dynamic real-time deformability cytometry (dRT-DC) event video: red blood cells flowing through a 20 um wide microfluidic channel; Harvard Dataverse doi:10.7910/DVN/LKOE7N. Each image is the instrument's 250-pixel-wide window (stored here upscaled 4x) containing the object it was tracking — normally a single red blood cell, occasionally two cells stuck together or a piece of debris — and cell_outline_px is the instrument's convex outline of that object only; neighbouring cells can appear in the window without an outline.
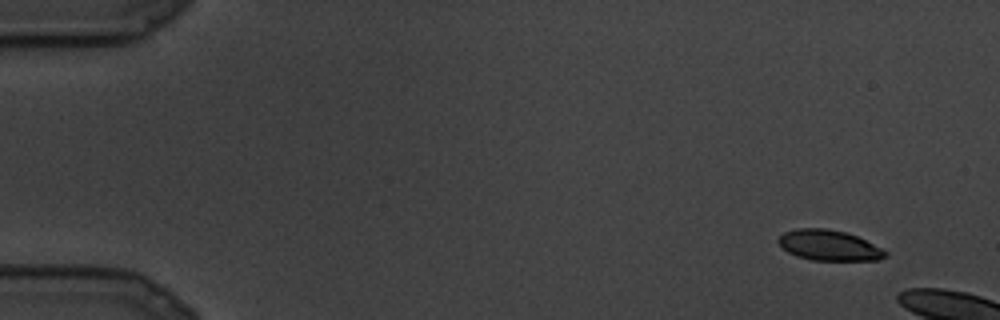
{"species": "common noctule bat (a hibernating species)", "species_latin": "Nyctalus noctula", "temperature_condition": "cold", "stored_images_in_passage": 5, "camera_frame_rate_fps": 3000, "um_per_image_px": 0.085, "animal": {"sex": "male", "body_mass_g": 19.5, "forearm_length_mm": 54.6}, "frame": {"image": 1, "passage_image": 2, "time_ms": 0.333, "image_size_px": [1000, 320], "cell_outline_px": [[888, 256], [880, 260], [812, 260], [796, 256], [788, 252], [776, 240], [784, 232], [796, 228], [824, 228], [844, 232], [856, 236], [888, 252]], "centroid_in_image_um": [70.45, 20.86], "position_along_channel_um": 14.6, "area_um2": 18.84}}